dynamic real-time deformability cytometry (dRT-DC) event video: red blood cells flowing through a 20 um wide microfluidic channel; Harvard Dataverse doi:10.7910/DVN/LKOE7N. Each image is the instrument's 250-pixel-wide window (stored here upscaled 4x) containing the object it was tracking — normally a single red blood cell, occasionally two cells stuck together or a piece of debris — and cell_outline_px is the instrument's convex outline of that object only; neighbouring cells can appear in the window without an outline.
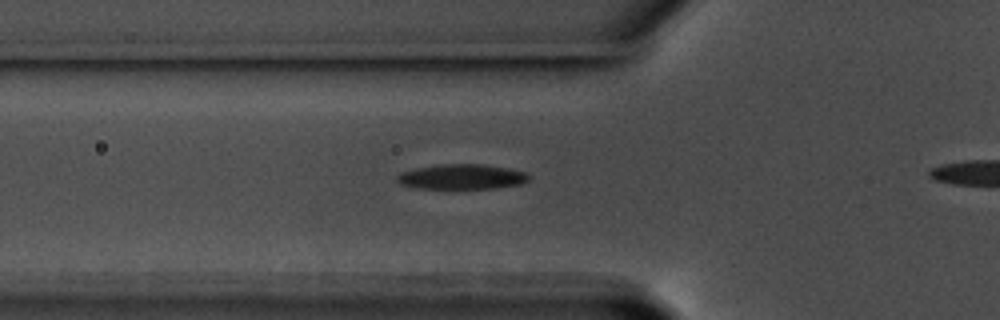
{"species": "common noctule bat (a hibernating species)", "species_latin": "Nyctalus noctula", "temperature_condition": "warm", "stored_images_in_passage": 50, "camera_frame_rate_fps": 3000, "um_per_image_px": 0.085, "animal": {"sex": "male", "body_mass_g": 17.5, "forearm_length_mm": 52.3}, "frame": {"image": 1, "passage_image": 21, "time_ms": 6.667, "image_size_px": [1000, 320], "cell_outline_px": [[532, 176], [528, 180], [520, 184], [492, 188], [420, 188], [400, 184], [396, 180], [396, 176], [400, 172], [416, 168], [436, 164], [484, 164], [508, 168], [528, 172]], "centroid_in_image_um": [39.26, 15.01], "position_along_channel_um": 86.5, "area_um2": 19.31}}
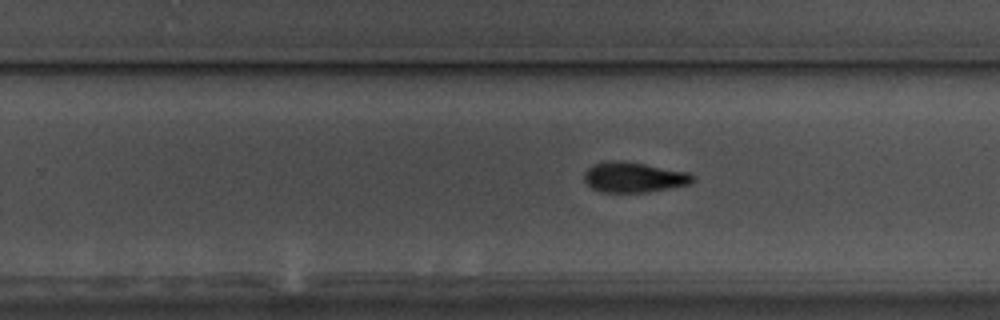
{"frame": {"image": 2, "passage_image": 37, "time_ms": 12.0, "image_size_px": [1000, 320], "cell_outline_px": [[696, 180], [688, 184], [648, 192], [600, 192], [592, 188], [584, 180], [584, 172], [592, 164], [612, 160], [616, 160], [644, 164], [688, 172], [696, 176]], "centroid_in_image_um": [53.87, 15.07], "position_along_channel_um": 275.9, "area_um2": 19.07}}
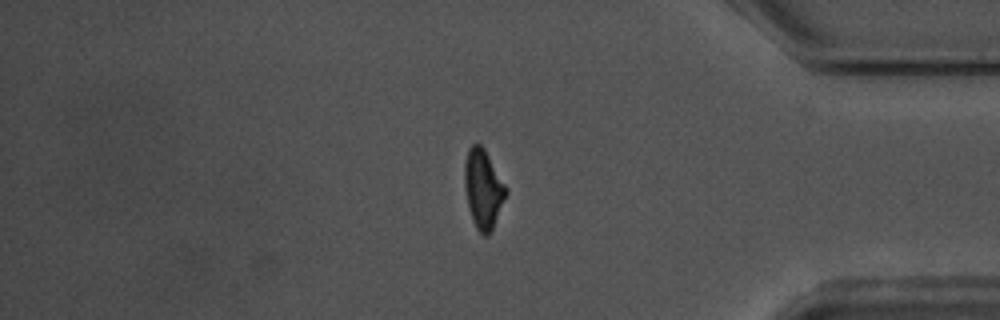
{"frame": {"image": 3, "passage_image": 49, "time_ms": 16.0, "image_size_px": [1000, 320], "cell_outline_px": [[508, 192], [492, 228], [488, 236], [484, 236], [476, 228], [472, 220], [468, 208], [464, 184], [464, 160], [468, 148], [472, 144], [480, 144], [484, 148], [508, 188]], "centroid_in_image_um": [41.06, 16.03], "position_along_channel_um": 394.1, "area_um2": 19.19}}